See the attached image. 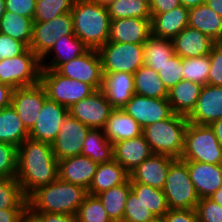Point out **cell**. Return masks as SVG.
Returning a JSON list of instances; mask_svg holds the SVG:
<instances>
[{"instance_id": "obj_1", "label": "cell", "mask_w": 222, "mask_h": 222, "mask_svg": "<svg viewBox=\"0 0 222 222\" xmlns=\"http://www.w3.org/2000/svg\"><path fill=\"white\" fill-rule=\"evenodd\" d=\"M15 178L28 198L34 191L59 178L58 160L51 144L25 139L18 147Z\"/></svg>"}, {"instance_id": "obj_2", "label": "cell", "mask_w": 222, "mask_h": 222, "mask_svg": "<svg viewBox=\"0 0 222 222\" xmlns=\"http://www.w3.org/2000/svg\"><path fill=\"white\" fill-rule=\"evenodd\" d=\"M87 190L79 185L57 179L34 191L28 198L30 212H49L77 215Z\"/></svg>"}, {"instance_id": "obj_3", "label": "cell", "mask_w": 222, "mask_h": 222, "mask_svg": "<svg viewBox=\"0 0 222 222\" xmlns=\"http://www.w3.org/2000/svg\"><path fill=\"white\" fill-rule=\"evenodd\" d=\"M74 34L90 49L108 42L111 18L108 8L89 0H75L70 11Z\"/></svg>"}, {"instance_id": "obj_4", "label": "cell", "mask_w": 222, "mask_h": 222, "mask_svg": "<svg viewBox=\"0 0 222 222\" xmlns=\"http://www.w3.org/2000/svg\"><path fill=\"white\" fill-rule=\"evenodd\" d=\"M188 123L186 116L174 113L168 119L146 125L142 134L154 154L180 159Z\"/></svg>"}, {"instance_id": "obj_5", "label": "cell", "mask_w": 222, "mask_h": 222, "mask_svg": "<svg viewBox=\"0 0 222 222\" xmlns=\"http://www.w3.org/2000/svg\"><path fill=\"white\" fill-rule=\"evenodd\" d=\"M180 159L183 161L222 164V147L210 125L188 123Z\"/></svg>"}, {"instance_id": "obj_6", "label": "cell", "mask_w": 222, "mask_h": 222, "mask_svg": "<svg viewBox=\"0 0 222 222\" xmlns=\"http://www.w3.org/2000/svg\"><path fill=\"white\" fill-rule=\"evenodd\" d=\"M163 193L169 209H195L200 198L192 183L187 164L176 159L167 173Z\"/></svg>"}, {"instance_id": "obj_7", "label": "cell", "mask_w": 222, "mask_h": 222, "mask_svg": "<svg viewBox=\"0 0 222 222\" xmlns=\"http://www.w3.org/2000/svg\"><path fill=\"white\" fill-rule=\"evenodd\" d=\"M41 59L28 48L23 54L0 61V82L13 89L40 83Z\"/></svg>"}, {"instance_id": "obj_8", "label": "cell", "mask_w": 222, "mask_h": 222, "mask_svg": "<svg viewBox=\"0 0 222 222\" xmlns=\"http://www.w3.org/2000/svg\"><path fill=\"white\" fill-rule=\"evenodd\" d=\"M40 84L44 87L48 99L66 108L95 91L91 85L62 76L53 69H41Z\"/></svg>"}, {"instance_id": "obj_9", "label": "cell", "mask_w": 222, "mask_h": 222, "mask_svg": "<svg viewBox=\"0 0 222 222\" xmlns=\"http://www.w3.org/2000/svg\"><path fill=\"white\" fill-rule=\"evenodd\" d=\"M144 44L107 42L97 51L99 53L103 73L134 74L144 65Z\"/></svg>"}, {"instance_id": "obj_10", "label": "cell", "mask_w": 222, "mask_h": 222, "mask_svg": "<svg viewBox=\"0 0 222 222\" xmlns=\"http://www.w3.org/2000/svg\"><path fill=\"white\" fill-rule=\"evenodd\" d=\"M65 35H74L70 12L46 22L34 21L30 50L42 59L53 45Z\"/></svg>"}, {"instance_id": "obj_11", "label": "cell", "mask_w": 222, "mask_h": 222, "mask_svg": "<svg viewBox=\"0 0 222 222\" xmlns=\"http://www.w3.org/2000/svg\"><path fill=\"white\" fill-rule=\"evenodd\" d=\"M55 71L62 76L89 84L95 90L102 89L103 71L97 50L90 49L84 55L61 64Z\"/></svg>"}, {"instance_id": "obj_12", "label": "cell", "mask_w": 222, "mask_h": 222, "mask_svg": "<svg viewBox=\"0 0 222 222\" xmlns=\"http://www.w3.org/2000/svg\"><path fill=\"white\" fill-rule=\"evenodd\" d=\"M113 108L102 89L95 90L68 108V113L93 129H103Z\"/></svg>"}, {"instance_id": "obj_13", "label": "cell", "mask_w": 222, "mask_h": 222, "mask_svg": "<svg viewBox=\"0 0 222 222\" xmlns=\"http://www.w3.org/2000/svg\"><path fill=\"white\" fill-rule=\"evenodd\" d=\"M90 129L68 113L55 141L51 144L55 158L59 161L80 155L83 141Z\"/></svg>"}, {"instance_id": "obj_14", "label": "cell", "mask_w": 222, "mask_h": 222, "mask_svg": "<svg viewBox=\"0 0 222 222\" xmlns=\"http://www.w3.org/2000/svg\"><path fill=\"white\" fill-rule=\"evenodd\" d=\"M144 128L171 117L174 113L168 98H150L134 94L130 101L122 108Z\"/></svg>"}, {"instance_id": "obj_15", "label": "cell", "mask_w": 222, "mask_h": 222, "mask_svg": "<svg viewBox=\"0 0 222 222\" xmlns=\"http://www.w3.org/2000/svg\"><path fill=\"white\" fill-rule=\"evenodd\" d=\"M46 99V91L40 83L29 87L15 88L13 90L11 105L28 132L36 123L39 112Z\"/></svg>"}, {"instance_id": "obj_16", "label": "cell", "mask_w": 222, "mask_h": 222, "mask_svg": "<svg viewBox=\"0 0 222 222\" xmlns=\"http://www.w3.org/2000/svg\"><path fill=\"white\" fill-rule=\"evenodd\" d=\"M67 114L68 108L47 98L39 112L36 123L29 131V138L52 144Z\"/></svg>"}, {"instance_id": "obj_17", "label": "cell", "mask_w": 222, "mask_h": 222, "mask_svg": "<svg viewBox=\"0 0 222 222\" xmlns=\"http://www.w3.org/2000/svg\"><path fill=\"white\" fill-rule=\"evenodd\" d=\"M175 160L171 156L153 153L129 173L130 183L163 189L170 165Z\"/></svg>"}, {"instance_id": "obj_18", "label": "cell", "mask_w": 222, "mask_h": 222, "mask_svg": "<svg viewBox=\"0 0 222 222\" xmlns=\"http://www.w3.org/2000/svg\"><path fill=\"white\" fill-rule=\"evenodd\" d=\"M222 118V86H202L197 104L187 117L188 122L199 125H210Z\"/></svg>"}, {"instance_id": "obj_19", "label": "cell", "mask_w": 222, "mask_h": 222, "mask_svg": "<svg viewBox=\"0 0 222 222\" xmlns=\"http://www.w3.org/2000/svg\"><path fill=\"white\" fill-rule=\"evenodd\" d=\"M184 162L200 199L210 197L222 186V164Z\"/></svg>"}, {"instance_id": "obj_20", "label": "cell", "mask_w": 222, "mask_h": 222, "mask_svg": "<svg viewBox=\"0 0 222 222\" xmlns=\"http://www.w3.org/2000/svg\"><path fill=\"white\" fill-rule=\"evenodd\" d=\"M151 35V20L121 18L111 20L108 42L144 44Z\"/></svg>"}, {"instance_id": "obj_21", "label": "cell", "mask_w": 222, "mask_h": 222, "mask_svg": "<svg viewBox=\"0 0 222 222\" xmlns=\"http://www.w3.org/2000/svg\"><path fill=\"white\" fill-rule=\"evenodd\" d=\"M98 164L87 156L77 155L58 161L59 179L89 189Z\"/></svg>"}, {"instance_id": "obj_22", "label": "cell", "mask_w": 222, "mask_h": 222, "mask_svg": "<svg viewBox=\"0 0 222 222\" xmlns=\"http://www.w3.org/2000/svg\"><path fill=\"white\" fill-rule=\"evenodd\" d=\"M174 53L181 58H195L209 55L216 44L210 37L187 26L173 39Z\"/></svg>"}, {"instance_id": "obj_23", "label": "cell", "mask_w": 222, "mask_h": 222, "mask_svg": "<svg viewBox=\"0 0 222 222\" xmlns=\"http://www.w3.org/2000/svg\"><path fill=\"white\" fill-rule=\"evenodd\" d=\"M89 50L90 48L75 34L62 36V38L53 45L52 49L41 59V67L42 69L56 70L61 64L76 59Z\"/></svg>"}, {"instance_id": "obj_24", "label": "cell", "mask_w": 222, "mask_h": 222, "mask_svg": "<svg viewBox=\"0 0 222 222\" xmlns=\"http://www.w3.org/2000/svg\"><path fill=\"white\" fill-rule=\"evenodd\" d=\"M102 91L113 109H122L135 94L131 73H103Z\"/></svg>"}, {"instance_id": "obj_25", "label": "cell", "mask_w": 222, "mask_h": 222, "mask_svg": "<svg viewBox=\"0 0 222 222\" xmlns=\"http://www.w3.org/2000/svg\"><path fill=\"white\" fill-rule=\"evenodd\" d=\"M113 152L114 160L123 166L128 173L153 154L143 134L114 143Z\"/></svg>"}, {"instance_id": "obj_26", "label": "cell", "mask_w": 222, "mask_h": 222, "mask_svg": "<svg viewBox=\"0 0 222 222\" xmlns=\"http://www.w3.org/2000/svg\"><path fill=\"white\" fill-rule=\"evenodd\" d=\"M189 9L180 5L168 12L151 14V34L173 39L188 26Z\"/></svg>"}, {"instance_id": "obj_27", "label": "cell", "mask_w": 222, "mask_h": 222, "mask_svg": "<svg viewBox=\"0 0 222 222\" xmlns=\"http://www.w3.org/2000/svg\"><path fill=\"white\" fill-rule=\"evenodd\" d=\"M107 139L112 143L142 135V127L123 109H113L103 128Z\"/></svg>"}, {"instance_id": "obj_28", "label": "cell", "mask_w": 222, "mask_h": 222, "mask_svg": "<svg viewBox=\"0 0 222 222\" xmlns=\"http://www.w3.org/2000/svg\"><path fill=\"white\" fill-rule=\"evenodd\" d=\"M202 85L181 80L168 91V102L173 113L188 117L195 109Z\"/></svg>"}, {"instance_id": "obj_29", "label": "cell", "mask_w": 222, "mask_h": 222, "mask_svg": "<svg viewBox=\"0 0 222 222\" xmlns=\"http://www.w3.org/2000/svg\"><path fill=\"white\" fill-rule=\"evenodd\" d=\"M188 26L199 30L216 43L222 41V17L206 4L189 9Z\"/></svg>"}, {"instance_id": "obj_30", "label": "cell", "mask_w": 222, "mask_h": 222, "mask_svg": "<svg viewBox=\"0 0 222 222\" xmlns=\"http://www.w3.org/2000/svg\"><path fill=\"white\" fill-rule=\"evenodd\" d=\"M128 179L129 173L116 160L99 163L87 193L97 195L125 183Z\"/></svg>"}, {"instance_id": "obj_31", "label": "cell", "mask_w": 222, "mask_h": 222, "mask_svg": "<svg viewBox=\"0 0 222 222\" xmlns=\"http://www.w3.org/2000/svg\"><path fill=\"white\" fill-rule=\"evenodd\" d=\"M27 138H29V132L12 105L0 109V142L19 147Z\"/></svg>"}, {"instance_id": "obj_32", "label": "cell", "mask_w": 222, "mask_h": 222, "mask_svg": "<svg viewBox=\"0 0 222 222\" xmlns=\"http://www.w3.org/2000/svg\"><path fill=\"white\" fill-rule=\"evenodd\" d=\"M80 155L89 157L97 164L109 162L114 159L113 144L107 139L103 129L91 128L83 141Z\"/></svg>"}, {"instance_id": "obj_33", "label": "cell", "mask_w": 222, "mask_h": 222, "mask_svg": "<svg viewBox=\"0 0 222 222\" xmlns=\"http://www.w3.org/2000/svg\"><path fill=\"white\" fill-rule=\"evenodd\" d=\"M173 42L171 39L160 38L152 34L144 43V65L159 72L161 67L174 56Z\"/></svg>"}, {"instance_id": "obj_34", "label": "cell", "mask_w": 222, "mask_h": 222, "mask_svg": "<svg viewBox=\"0 0 222 222\" xmlns=\"http://www.w3.org/2000/svg\"><path fill=\"white\" fill-rule=\"evenodd\" d=\"M135 94L150 98H168V90L159 78L158 72L146 65L134 74Z\"/></svg>"}, {"instance_id": "obj_35", "label": "cell", "mask_w": 222, "mask_h": 222, "mask_svg": "<svg viewBox=\"0 0 222 222\" xmlns=\"http://www.w3.org/2000/svg\"><path fill=\"white\" fill-rule=\"evenodd\" d=\"M131 191L130 179L97 194L112 222L123 221L126 200Z\"/></svg>"}, {"instance_id": "obj_36", "label": "cell", "mask_w": 222, "mask_h": 222, "mask_svg": "<svg viewBox=\"0 0 222 222\" xmlns=\"http://www.w3.org/2000/svg\"><path fill=\"white\" fill-rule=\"evenodd\" d=\"M34 20L5 11L0 20V33L23 42L28 48L32 39Z\"/></svg>"}, {"instance_id": "obj_37", "label": "cell", "mask_w": 222, "mask_h": 222, "mask_svg": "<svg viewBox=\"0 0 222 222\" xmlns=\"http://www.w3.org/2000/svg\"><path fill=\"white\" fill-rule=\"evenodd\" d=\"M131 190L151 210L155 217H162L169 211L166 196L162 189L141 183H131Z\"/></svg>"}, {"instance_id": "obj_38", "label": "cell", "mask_w": 222, "mask_h": 222, "mask_svg": "<svg viewBox=\"0 0 222 222\" xmlns=\"http://www.w3.org/2000/svg\"><path fill=\"white\" fill-rule=\"evenodd\" d=\"M28 209V200L15 177L0 178V210Z\"/></svg>"}, {"instance_id": "obj_39", "label": "cell", "mask_w": 222, "mask_h": 222, "mask_svg": "<svg viewBox=\"0 0 222 222\" xmlns=\"http://www.w3.org/2000/svg\"><path fill=\"white\" fill-rule=\"evenodd\" d=\"M107 8L111 20L132 17L151 20L150 6L140 0H116Z\"/></svg>"}, {"instance_id": "obj_40", "label": "cell", "mask_w": 222, "mask_h": 222, "mask_svg": "<svg viewBox=\"0 0 222 222\" xmlns=\"http://www.w3.org/2000/svg\"><path fill=\"white\" fill-rule=\"evenodd\" d=\"M183 63V79L196 82L202 86L208 84L210 72L209 55L195 58H182Z\"/></svg>"}, {"instance_id": "obj_41", "label": "cell", "mask_w": 222, "mask_h": 222, "mask_svg": "<svg viewBox=\"0 0 222 222\" xmlns=\"http://www.w3.org/2000/svg\"><path fill=\"white\" fill-rule=\"evenodd\" d=\"M75 0H36L34 21L46 22L72 10Z\"/></svg>"}, {"instance_id": "obj_42", "label": "cell", "mask_w": 222, "mask_h": 222, "mask_svg": "<svg viewBox=\"0 0 222 222\" xmlns=\"http://www.w3.org/2000/svg\"><path fill=\"white\" fill-rule=\"evenodd\" d=\"M76 216L78 222H112L97 195L87 194Z\"/></svg>"}, {"instance_id": "obj_43", "label": "cell", "mask_w": 222, "mask_h": 222, "mask_svg": "<svg viewBox=\"0 0 222 222\" xmlns=\"http://www.w3.org/2000/svg\"><path fill=\"white\" fill-rule=\"evenodd\" d=\"M155 216L146 205L131 190L128 194L123 221L125 222H147L154 219Z\"/></svg>"}, {"instance_id": "obj_44", "label": "cell", "mask_w": 222, "mask_h": 222, "mask_svg": "<svg viewBox=\"0 0 222 222\" xmlns=\"http://www.w3.org/2000/svg\"><path fill=\"white\" fill-rule=\"evenodd\" d=\"M183 63L182 58L178 55L171 57L158 72L159 78L163 82L166 89L171 90L177 83L183 80Z\"/></svg>"}, {"instance_id": "obj_45", "label": "cell", "mask_w": 222, "mask_h": 222, "mask_svg": "<svg viewBox=\"0 0 222 222\" xmlns=\"http://www.w3.org/2000/svg\"><path fill=\"white\" fill-rule=\"evenodd\" d=\"M18 147L0 142V178L15 177L17 172Z\"/></svg>"}, {"instance_id": "obj_46", "label": "cell", "mask_w": 222, "mask_h": 222, "mask_svg": "<svg viewBox=\"0 0 222 222\" xmlns=\"http://www.w3.org/2000/svg\"><path fill=\"white\" fill-rule=\"evenodd\" d=\"M195 210L199 222H222V206L210 197L201 198Z\"/></svg>"}, {"instance_id": "obj_47", "label": "cell", "mask_w": 222, "mask_h": 222, "mask_svg": "<svg viewBox=\"0 0 222 222\" xmlns=\"http://www.w3.org/2000/svg\"><path fill=\"white\" fill-rule=\"evenodd\" d=\"M210 72L208 85L222 86V43H216L209 54Z\"/></svg>"}, {"instance_id": "obj_48", "label": "cell", "mask_w": 222, "mask_h": 222, "mask_svg": "<svg viewBox=\"0 0 222 222\" xmlns=\"http://www.w3.org/2000/svg\"><path fill=\"white\" fill-rule=\"evenodd\" d=\"M27 49L23 42L0 33V61L19 56Z\"/></svg>"}, {"instance_id": "obj_49", "label": "cell", "mask_w": 222, "mask_h": 222, "mask_svg": "<svg viewBox=\"0 0 222 222\" xmlns=\"http://www.w3.org/2000/svg\"><path fill=\"white\" fill-rule=\"evenodd\" d=\"M36 0H5L6 11L34 20Z\"/></svg>"}, {"instance_id": "obj_50", "label": "cell", "mask_w": 222, "mask_h": 222, "mask_svg": "<svg viewBox=\"0 0 222 222\" xmlns=\"http://www.w3.org/2000/svg\"><path fill=\"white\" fill-rule=\"evenodd\" d=\"M163 218L165 222H199L195 209H169Z\"/></svg>"}, {"instance_id": "obj_51", "label": "cell", "mask_w": 222, "mask_h": 222, "mask_svg": "<svg viewBox=\"0 0 222 222\" xmlns=\"http://www.w3.org/2000/svg\"><path fill=\"white\" fill-rule=\"evenodd\" d=\"M41 222H78L77 216L63 213L31 212Z\"/></svg>"}, {"instance_id": "obj_52", "label": "cell", "mask_w": 222, "mask_h": 222, "mask_svg": "<svg viewBox=\"0 0 222 222\" xmlns=\"http://www.w3.org/2000/svg\"><path fill=\"white\" fill-rule=\"evenodd\" d=\"M180 5L179 0H152L150 4V12L151 14L165 13Z\"/></svg>"}, {"instance_id": "obj_53", "label": "cell", "mask_w": 222, "mask_h": 222, "mask_svg": "<svg viewBox=\"0 0 222 222\" xmlns=\"http://www.w3.org/2000/svg\"><path fill=\"white\" fill-rule=\"evenodd\" d=\"M28 209H3L0 210V222H21Z\"/></svg>"}, {"instance_id": "obj_54", "label": "cell", "mask_w": 222, "mask_h": 222, "mask_svg": "<svg viewBox=\"0 0 222 222\" xmlns=\"http://www.w3.org/2000/svg\"><path fill=\"white\" fill-rule=\"evenodd\" d=\"M13 88L0 82V109L11 105Z\"/></svg>"}, {"instance_id": "obj_55", "label": "cell", "mask_w": 222, "mask_h": 222, "mask_svg": "<svg viewBox=\"0 0 222 222\" xmlns=\"http://www.w3.org/2000/svg\"><path fill=\"white\" fill-rule=\"evenodd\" d=\"M210 127L213 129V131H214V133L216 135V138H217L219 144L222 147V118L212 122L210 124Z\"/></svg>"}, {"instance_id": "obj_56", "label": "cell", "mask_w": 222, "mask_h": 222, "mask_svg": "<svg viewBox=\"0 0 222 222\" xmlns=\"http://www.w3.org/2000/svg\"><path fill=\"white\" fill-rule=\"evenodd\" d=\"M205 4L222 17V0H205Z\"/></svg>"}, {"instance_id": "obj_57", "label": "cell", "mask_w": 222, "mask_h": 222, "mask_svg": "<svg viewBox=\"0 0 222 222\" xmlns=\"http://www.w3.org/2000/svg\"><path fill=\"white\" fill-rule=\"evenodd\" d=\"M179 2L188 9L205 4V0H179Z\"/></svg>"}, {"instance_id": "obj_58", "label": "cell", "mask_w": 222, "mask_h": 222, "mask_svg": "<svg viewBox=\"0 0 222 222\" xmlns=\"http://www.w3.org/2000/svg\"><path fill=\"white\" fill-rule=\"evenodd\" d=\"M21 222H41V221L28 210L23 215Z\"/></svg>"}, {"instance_id": "obj_59", "label": "cell", "mask_w": 222, "mask_h": 222, "mask_svg": "<svg viewBox=\"0 0 222 222\" xmlns=\"http://www.w3.org/2000/svg\"><path fill=\"white\" fill-rule=\"evenodd\" d=\"M210 198L222 206V186Z\"/></svg>"}, {"instance_id": "obj_60", "label": "cell", "mask_w": 222, "mask_h": 222, "mask_svg": "<svg viewBox=\"0 0 222 222\" xmlns=\"http://www.w3.org/2000/svg\"><path fill=\"white\" fill-rule=\"evenodd\" d=\"M89 1L95 2L103 7H108L110 4H112L116 0H89Z\"/></svg>"}, {"instance_id": "obj_61", "label": "cell", "mask_w": 222, "mask_h": 222, "mask_svg": "<svg viewBox=\"0 0 222 222\" xmlns=\"http://www.w3.org/2000/svg\"><path fill=\"white\" fill-rule=\"evenodd\" d=\"M6 11L5 0H0V20Z\"/></svg>"}, {"instance_id": "obj_62", "label": "cell", "mask_w": 222, "mask_h": 222, "mask_svg": "<svg viewBox=\"0 0 222 222\" xmlns=\"http://www.w3.org/2000/svg\"><path fill=\"white\" fill-rule=\"evenodd\" d=\"M147 222H165L163 216L162 217H155L152 220H149Z\"/></svg>"}, {"instance_id": "obj_63", "label": "cell", "mask_w": 222, "mask_h": 222, "mask_svg": "<svg viewBox=\"0 0 222 222\" xmlns=\"http://www.w3.org/2000/svg\"><path fill=\"white\" fill-rule=\"evenodd\" d=\"M140 1H143V2L147 3L149 6H150V4L152 2V0H140Z\"/></svg>"}]
</instances>
